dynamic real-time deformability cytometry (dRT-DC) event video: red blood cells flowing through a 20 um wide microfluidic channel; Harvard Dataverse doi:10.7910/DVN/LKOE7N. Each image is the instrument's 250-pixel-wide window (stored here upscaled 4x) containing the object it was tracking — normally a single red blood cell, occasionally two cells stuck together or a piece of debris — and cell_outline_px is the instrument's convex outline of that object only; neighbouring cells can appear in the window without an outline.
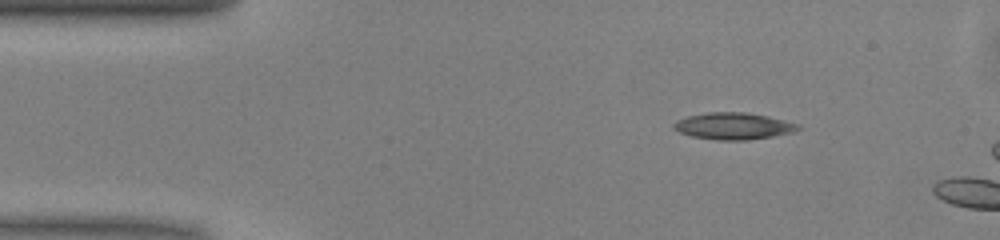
{"species": "common noctule bat (a hibernating species)", "species_latin": "Nyctalus noctula", "temperature_condition": "warm", "stored_images_in_passage": 4, "camera_frame_rate_fps": 3000, "um_per_image_px": 0.085, "animal": {"sex": "male", "body_mass_g": 13.0, "forearm_length_mm": 53.1}, "frame": {"image": 1, "passage_image": 1, "time_ms": 0.0, "image_size_px": [1000, 240], "cell_outline_px": [[800, 128], [792, 132], [772, 136], [748, 140], [716, 140], [692, 136], [680, 132], [672, 128], [672, 124], [676, 120], [688, 116], [708, 112], [744, 112], [768, 116], [800, 124]], "centroid_in_image_um": [62.32, 10.71], "position_along_channel_um": 22.7, "area_um2": 19.36}}